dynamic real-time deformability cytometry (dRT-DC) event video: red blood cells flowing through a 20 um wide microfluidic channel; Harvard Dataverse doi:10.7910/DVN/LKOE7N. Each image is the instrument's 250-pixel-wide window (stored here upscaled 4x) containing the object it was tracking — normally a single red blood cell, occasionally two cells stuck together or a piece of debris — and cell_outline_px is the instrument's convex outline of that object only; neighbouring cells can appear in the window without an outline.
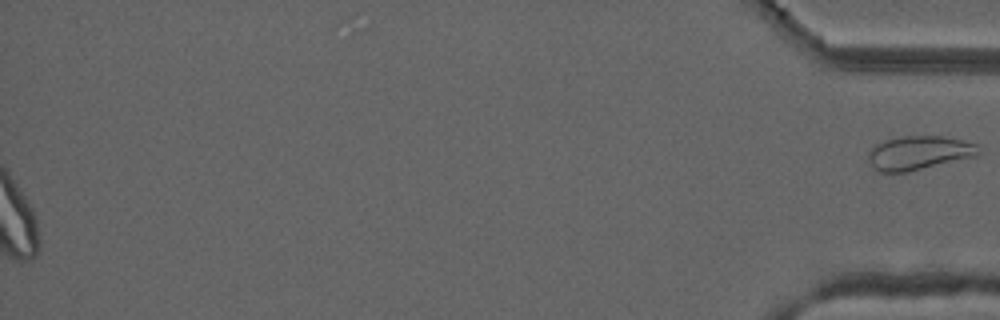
{"species": "common noctule bat (a hibernating species)", "species_latin": "Nyctalus noctula", "temperature_condition": "cold", "stored_images_in_passage": 41, "segment_of_instrument_passage": [2, 2], "camera_frame_rate_fps": 3000, "um_per_image_px": 0.085, "animal": {"sex": "male", "forearm_length_mm": 52.5}, "frame": {"image": 1, "passage_image": 41, "time_ms": 13.333, "image_size_px": [1000, 320], "cell_outline_px": [[980, 152], [976, 156], [908, 172], [880, 172], [868, 160], [868, 152], [876, 144], [884, 140], [904, 136], [944, 136], [980, 144]], "centroid_in_image_um": [78.15, 12.98], "position_along_channel_um": 357.1, "area_um2": 21.79}}